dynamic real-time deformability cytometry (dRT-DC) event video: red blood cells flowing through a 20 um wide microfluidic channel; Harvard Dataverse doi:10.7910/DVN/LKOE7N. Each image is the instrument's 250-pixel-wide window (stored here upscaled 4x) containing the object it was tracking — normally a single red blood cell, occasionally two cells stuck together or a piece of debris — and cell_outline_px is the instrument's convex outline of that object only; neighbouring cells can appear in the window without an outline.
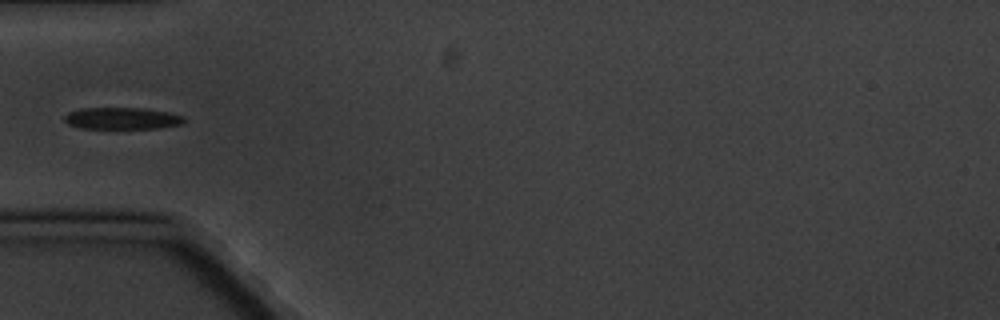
{"species": "common noctule bat (a hibernating species)", "species_latin": "Nyctalus noctula", "temperature_condition": "cold", "stored_images_in_passage": 12, "camera_frame_rate_fps": 3000, "um_per_image_px": 0.085, "animal": {"sex": "male", "body_mass_g": 20.1, "forearm_length_mm": 53.5}, "frame": {"image": 1, "passage_image": 1, "time_ms": 0.0, "image_size_px": [1000, 320], "cell_outline_px": [[184, 124], [156, 128], [80, 128], [68, 124], [64, 120], [64, 116], [68, 112], [80, 108], [140, 108], [168, 112], [184, 116]], "centroid_in_image_um": [10.35, 10.06], "position_along_channel_um": 74.6, "area_um2": 15.14}}
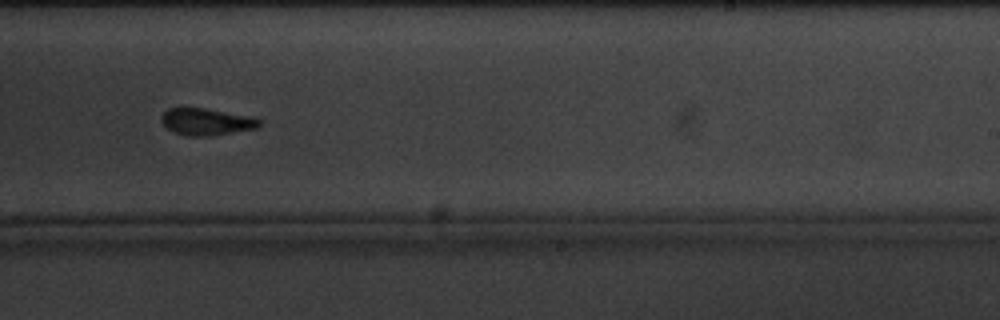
{"frame": {"image": 2, "passage_image": 6, "time_ms": 6.0, "image_size_px": [1000, 320], "cell_outline_px": [[264, 120], [256, 128], [212, 136], [184, 136], [172, 132], [160, 120], [160, 116], [168, 108], [204, 108], [252, 116]], "centroid_in_image_um": [17.55, 10.35], "position_along_channel_um": 271.4, "area_um2": 15.55}}
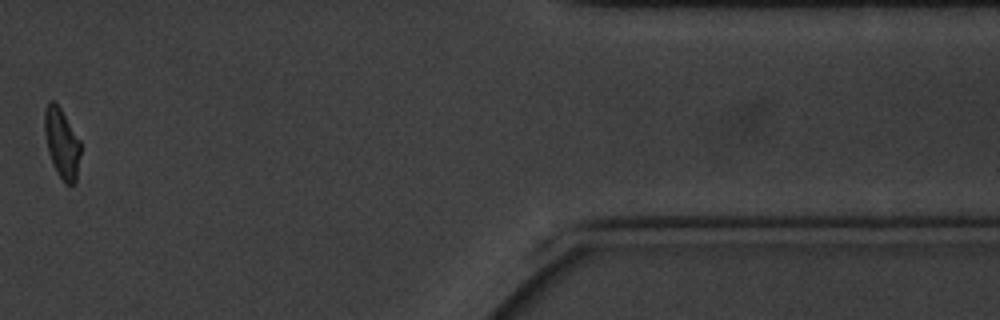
{"frame": {"image": 3, "passage_image": 10, "time_ms": 11.667, "image_size_px": [1000, 320], "cell_outline_px": [[80, 152], [76, 180], [72, 184], [64, 184], [56, 172], [48, 148], [44, 132], [44, 112], [48, 100], [52, 100], [60, 108], [80, 140]], "centroid_in_image_um": [5.24, 12.17], "position_along_channel_um": 406.2, "area_um2": 14.39}}